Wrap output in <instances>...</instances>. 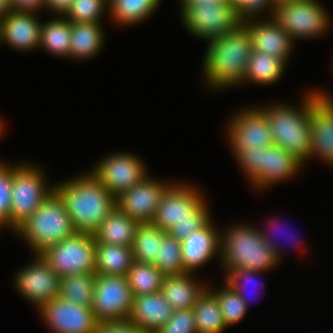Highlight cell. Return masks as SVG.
Instances as JSON below:
<instances>
[{
	"instance_id": "cell-29",
	"label": "cell",
	"mask_w": 333,
	"mask_h": 333,
	"mask_svg": "<svg viewBox=\"0 0 333 333\" xmlns=\"http://www.w3.org/2000/svg\"><path fill=\"white\" fill-rule=\"evenodd\" d=\"M286 64L268 53L252 51L244 81H253L263 85L277 82L283 75Z\"/></svg>"
},
{
	"instance_id": "cell-28",
	"label": "cell",
	"mask_w": 333,
	"mask_h": 333,
	"mask_svg": "<svg viewBox=\"0 0 333 333\" xmlns=\"http://www.w3.org/2000/svg\"><path fill=\"white\" fill-rule=\"evenodd\" d=\"M70 21L64 16L42 23L40 45L52 55L69 57L71 46Z\"/></svg>"
},
{
	"instance_id": "cell-30",
	"label": "cell",
	"mask_w": 333,
	"mask_h": 333,
	"mask_svg": "<svg viewBox=\"0 0 333 333\" xmlns=\"http://www.w3.org/2000/svg\"><path fill=\"white\" fill-rule=\"evenodd\" d=\"M161 0H108L109 15L116 23L133 25L148 18Z\"/></svg>"
},
{
	"instance_id": "cell-47",
	"label": "cell",
	"mask_w": 333,
	"mask_h": 333,
	"mask_svg": "<svg viewBox=\"0 0 333 333\" xmlns=\"http://www.w3.org/2000/svg\"><path fill=\"white\" fill-rule=\"evenodd\" d=\"M272 222L274 223L275 221H273L272 220ZM272 222H270L271 223V227H274V228H272V229H275V228H277L276 226H278L279 224L276 222V223H272ZM278 224V225H277ZM280 226V225H279ZM269 233H271V232H269ZM261 234H262V237H263V239L265 240V242L273 249V250H275V252H276V256L278 257V258H280V248H278L277 246H279V245H277L276 243L277 242H275V240H273L272 239V237L274 236H269L268 234H266L263 230L261 231ZM272 235V234H271ZM274 238V237H273ZM275 242V243H274ZM299 244V243H298Z\"/></svg>"
},
{
	"instance_id": "cell-35",
	"label": "cell",
	"mask_w": 333,
	"mask_h": 333,
	"mask_svg": "<svg viewBox=\"0 0 333 333\" xmlns=\"http://www.w3.org/2000/svg\"><path fill=\"white\" fill-rule=\"evenodd\" d=\"M210 291L216 296L221 313L227 326L238 323L245 316L247 309L246 304L240 296L227 284Z\"/></svg>"
},
{
	"instance_id": "cell-38",
	"label": "cell",
	"mask_w": 333,
	"mask_h": 333,
	"mask_svg": "<svg viewBox=\"0 0 333 333\" xmlns=\"http://www.w3.org/2000/svg\"><path fill=\"white\" fill-rule=\"evenodd\" d=\"M243 173L249 177L248 180L256 188L260 184V165H262L263 148L241 149L235 155ZM242 166V167H241Z\"/></svg>"
},
{
	"instance_id": "cell-45",
	"label": "cell",
	"mask_w": 333,
	"mask_h": 333,
	"mask_svg": "<svg viewBox=\"0 0 333 333\" xmlns=\"http://www.w3.org/2000/svg\"><path fill=\"white\" fill-rule=\"evenodd\" d=\"M72 2L73 0H45L44 8L51 9L56 14H60L59 16H64Z\"/></svg>"
},
{
	"instance_id": "cell-32",
	"label": "cell",
	"mask_w": 333,
	"mask_h": 333,
	"mask_svg": "<svg viewBox=\"0 0 333 333\" xmlns=\"http://www.w3.org/2000/svg\"><path fill=\"white\" fill-rule=\"evenodd\" d=\"M96 274H75L60 279L59 297L92 308Z\"/></svg>"
},
{
	"instance_id": "cell-16",
	"label": "cell",
	"mask_w": 333,
	"mask_h": 333,
	"mask_svg": "<svg viewBox=\"0 0 333 333\" xmlns=\"http://www.w3.org/2000/svg\"><path fill=\"white\" fill-rule=\"evenodd\" d=\"M147 176L143 181L119 193L116 207L139 223H151L162 195L171 185Z\"/></svg>"
},
{
	"instance_id": "cell-50",
	"label": "cell",
	"mask_w": 333,
	"mask_h": 333,
	"mask_svg": "<svg viewBox=\"0 0 333 333\" xmlns=\"http://www.w3.org/2000/svg\"><path fill=\"white\" fill-rule=\"evenodd\" d=\"M3 128H4L3 121H1V119H0V136L3 134L2 133L4 130Z\"/></svg>"
},
{
	"instance_id": "cell-42",
	"label": "cell",
	"mask_w": 333,
	"mask_h": 333,
	"mask_svg": "<svg viewBox=\"0 0 333 333\" xmlns=\"http://www.w3.org/2000/svg\"><path fill=\"white\" fill-rule=\"evenodd\" d=\"M94 333H146L128 320L98 323Z\"/></svg>"
},
{
	"instance_id": "cell-24",
	"label": "cell",
	"mask_w": 333,
	"mask_h": 333,
	"mask_svg": "<svg viewBox=\"0 0 333 333\" xmlns=\"http://www.w3.org/2000/svg\"><path fill=\"white\" fill-rule=\"evenodd\" d=\"M138 225L115 206L93 234L96 243L132 247Z\"/></svg>"
},
{
	"instance_id": "cell-31",
	"label": "cell",
	"mask_w": 333,
	"mask_h": 333,
	"mask_svg": "<svg viewBox=\"0 0 333 333\" xmlns=\"http://www.w3.org/2000/svg\"><path fill=\"white\" fill-rule=\"evenodd\" d=\"M166 234L152 223H139L132 246L134 261L153 263L159 256L160 245Z\"/></svg>"
},
{
	"instance_id": "cell-17",
	"label": "cell",
	"mask_w": 333,
	"mask_h": 333,
	"mask_svg": "<svg viewBox=\"0 0 333 333\" xmlns=\"http://www.w3.org/2000/svg\"><path fill=\"white\" fill-rule=\"evenodd\" d=\"M310 107L311 152L333 167V100L325 92Z\"/></svg>"
},
{
	"instance_id": "cell-43",
	"label": "cell",
	"mask_w": 333,
	"mask_h": 333,
	"mask_svg": "<svg viewBox=\"0 0 333 333\" xmlns=\"http://www.w3.org/2000/svg\"><path fill=\"white\" fill-rule=\"evenodd\" d=\"M209 221H184L178 222L167 233L178 241H183L189 235H193L194 231L204 227Z\"/></svg>"
},
{
	"instance_id": "cell-15",
	"label": "cell",
	"mask_w": 333,
	"mask_h": 333,
	"mask_svg": "<svg viewBox=\"0 0 333 333\" xmlns=\"http://www.w3.org/2000/svg\"><path fill=\"white\" fill-rule=\"evenodd\" d=\"M39 315L53 333H94L98 325L92 308L60 297L44 304Z\"/></svg>"
},
{
	"instance_id": "cell-40",
	"label": "cell",
	"mask_w": 333,
	"mask_h": 333,
	"mask_svg": "<svg viewBox=\"0 0 333 333\" xmlns=\"http://www.w3.org/2000/svg\"><path fill=\"white\" fill-rule=\"evenodd\" d=\"M259 274V271L250 270V269H237L233 271H229L226 274L225 282L228 286H230L244 301L247 308L249 306V297L245 293L247 289V283L254 282L255 285H258L255 283L256 275ZM261 285V284H260ZM247 295V296H246ZM250 296V295H249Z\"/></svg>"
},
{
	"instance_id": "cell-41",
	"label": "cell",
	"mask_w": 333,
	"mask_h": 333,
	"mask_svg": "<svg viewBox=\"0 0 333 333\" xmlns=\"http://www.w3.org/2000/svg\"><path fill=\"white\" fill-rule=\"evenodd\" d=\"M275 3V0H244L236 9L242 21L249 18L255 19V17H259L257 14L266 12V10L271 12L268 17H272Z\"/></svg>"
},
{
	"instance_id": "cell-27",
	"label": "cell",
	"mask_w": 333,
	"mask_h": 333,
	"mask_svg": "<svg viewBox=\"0 0 333 333\" xmlns=\"http://www.w3.org/2000/svg\"><path fill=\"white\" fill-rule=\"evenodd\" d=\"M199 297L193 307L197 333H222L228 327L216 296L209 290Z\"/></svg>"
},
{
	"instance_id": "cell-25",
	"label": "cell",
	"mask_w": 333,
	"mask_h": 333,
	"mask_svg": "<svg viewBox=\"0 0 333 333\" xmlns=\"http://www.w3.org/2000/svg\"><path fill=\"white\" fill-rule=\"evenodd\" d=\"M71 46L69 58L85 60L100 52L104 44L101 23L70 22Z\"/></svg>"
},
{
	"instance_id": "cell-5",
	"label": "cell",
	"mask_w": 333,
	"mask_h": 333,
	"mask_svg": "<svg viewBox=\"0 0 333 333\" xmlns=\"http://www.w3.org/2000/svg\"><path fill=\"white\" fill-rule=\"evenodd\" d=\"M14 231L24 237L35 254L76 232L62 199L55 191Z\"/></svg>"
},
{
	"instance_id": "cell-10",
	"label": "cell",
	"mask_w": 333,
	"mask_h": 333,
	"mask_svg": "<svg viewBox=\"0 0 333 333\" xmlns=\"http://www.w3.org/2000/svg\"><path fill=\"white\" fill-rule=\"evenodd\" d=\"M133 298L126 276L96 274L92 311L98 323L127 320Z\"/></svg>"
},
{
	"instance_id": "cell-20",
	"label": "cell",
	"mask_w": 333,
	"mask_h": 333,
	"mask_svg": "<svg viewBox=\"0 0 333 333\" xmlns=\"http://www.w3.org/2000/svg\"><path fill=\"white\" fill-rule=\"evenodd\" d=\"M180 243L184 272L192 274L215 254L220 255L221 234L217 232L210 220L204 227L194 231L193 235H189Z\"/></svg>"
},
{
	"instance_id": "cell-44",
	"label": "cell",
	"mask_w": 333,
	"mask_h": 333,
	"mask_svg": "<svg viewBox=\"0 0 333 333\" xmlns=\"http://www.w3.org/2000/svg\"><path fill=\"white\" fill-rule=\"evenodd\" d=\"M45 0H11L12 10L18 12H36L43 8Z\"/></svg>"
},
{
	"instance_id": "cell-2",
	"label": "cell",
	"mask_w": 333,
	"mask_h": 333,
	"mask_svg": "<svg viewBox=\"0 0 333 333\" xmlns=\"http://www.w3.org/2000/svg\"><path fill=\"white\" fill-rule=\"evenodd\" d=\"M252 51L251 37L243 24L211 39L203 62L208 85L225 89L243 83Z\"/></svg>"
},
{
	"instance_id": "cell-49",
	"label": "cell",
	"mask_w": 333,
	"mask_h": 333,
	"mask_svg": "<svg viewBox=\"0 0 333 333\" xmlns=\"http://www.w3.org/2000/svg\"><path fill=\"white\" fill-rule=\"evenodd\" d=\"M244 0H226L232 7L237 8Z\"/></svg>"
},
{
	"instance_id": "cell-11",
	"label": "cell",
	"mask_w": 333,
	"mask_h": 333,
	"mask_svg": "<svg viewBox=\"0 0 333 333\" xmlns=\"http://www.w3.org/2000/svg\"><path fill=\"white\" fill-rule=\"evenodd\" d=\"M180 13L188 32L207 41L229 33L242 24L237 9L227 2L192 6Z\"/></svg>"
},
{
	"instance_id": "cell-39",
	"label": "cell",
	"mask_w": 333,
	"mask_h": 333,
	"mask_svg": "<svg viewBox=\"0 0 333 333\" xmlns=\"http://www.w3.org/2000/svg\"><path fill=\"white\" fill-rule=\"evenodd\" d=\"M155 333H197L194 310H174L171 318Z\"/></svg>"
},
{
	"instance_id": "cell-14",
	"label": "cell",
	"mask_w": 333,
	"mask_h": 333,
	"mask_svg": "<svg viewBox=\"0 0 333 333\" xmlns=\"http://www.w3.org/2000/svg\"><path fill=\"white\" fill-rule=\"evenodd\" d=\"M227 133L234 155L241 149H265L274 145L270 123L260 107L237 113L229 121Z\"/></svg>"
},
{
	"instance_id": "cell-12",
	"label": "cell",
	"mask_w": 333,
	"mask_h": 333,
	"mask_svg": "<svg viewBox=\"0 0 333 333\" xmlns=\"http://www.w3.org/2000/svg\"><path fill=\"white\" fill-rule=\"evenodd\" d=\"M91 172L115 197L148 176L142 160L124 152L111 154L99 161Z\"/></svg>"
},
{
	"instance_id": "cell-6",
	"label": "cell",
	"mask_w": 333,
	"mask_h": 333,
	"mask_svg": "<svg viewBox=\"0 0 333 333\" xmlns=\"http://www.w3.org/2000/svg\"><path fill=\"white\" fill-rule=\"evenodd\" d=\"M203 195L193 186L171 184L162 195L151 223L168 232L178 222L210 221Z\"/></svg>"
},
{
	"instance_id": "cell-21",
	"label": "cell",
	"mask_w": 333,
	"mask_h": 333,
	"mask_svg": "<svg viewBox=\"0 0 333 333\" xmlns=\"http://www.w3.org/2000/svg\"><path fill=\"white\" fill-rule=\"evenodd\" d=\"M173 311L159 291L134 296L127 320L142 328L146 333H155L171 318Z\"/></svg>"
},
{
	"instance_id": "cell-19",
	"label": "cell",
	"mask_w": 333,
	"mask_h": 333,
	"mask_svg": "<svg viewBox=\"0 0 333 333\" xmlns=\"http://www.w3.org/2000/svg\"><path fill=\"white\" fill-rule=\"evenodd\" d=\"M42 23L33 12L11 10L0 18L1 43L20 51H30L40 45Z\"/></svg>"
},
{
	"instance_id": "cell-23",
	"label": "cell",
	"mask_w": 333,
	"mask_h": 333,
	"mask_svg": "<svg viewBox=\"0 0 333 333\" xmlns=\"http://www.w3.org/2000/svg\"><path fill=\"white\" fill-rule=\"evenodd\" d=\"M191 277V273L164 276L161 293L173 310L193 309L208 288L196 283Z\"/></svg>"
},
{
	"instance_id": "cell-18",
	"label": "cell",
	"mask_w": 333,
	"mask_h": 333,
	"mask_svg": "<svg viewBox=\"0 0 333 333\" xmlns=\"http://www.w3.org/2000/svg\"><path fill=\"white\" fill-rule=\"evenodd\" d=\"M242 24L250 34L253 51L268 53L287 64L294 41L272 17L266 21L249 18Z\"/></svg>"
},
{
	"instance_id": "cell-37",
	"label": "cell",
	"mask_w": 333,
	"mask_h": 333,
	"mask_svg": "<svg viewBox=\"0 0 333 333\" xmlns=\"http://www.w3.org/2000/svg\"><path fill=\"white\" fill-rule=\"evenodd\" d=\"M12 166L0 162V228L9 226L11 212Z\"/></svg>"
},
{
	"instance_id": "cell-48",
	"label": "cell",
	"mask_w": 333,
	"mask_h": 333,
	"mask_svg": "<svg viewBox=\"0 0 333 333\" xmlns=\"http://www.w3.org/2000/svg\"><path fill=\"white\" fill-rule=\"evenodd\" d=\"M12 10L11 0H0V18Z\"/></svg>"
},
{
	"instance_id": "cell-4",
	"label": "cell",
	"mask_w": 333,
	"mask_h": 333,
	"mask_svg": "<svg viewBox=\"0 0 333 333\" xmlns=\"http://www.w3.org/2000/svg\"><path fill=\"white\" fill-rule=\"evenodd\" d=\"M240 225L232 226L224 235L221 233L220 262L226 270L225 274L237 269L263 273L274 268L280 259L263 239L261 230Z\"/></svg>"
},
{
	"instance_id": "cell-34",
	"label": "cell",
	"mask_w": 333,
	"mask_h": 333,
	"mask_svg": "<svg viewBox=\"0 0 333 333\" xmlns=\"http://www.w3.org/2000/svg\"><path fill=\"white\" fill-rule=\"evenodd\" d=\"M152 264L164 275L184 274L180 241L167 233L160 245L159 256Z\"/></svg>"
},
{
	"instance_id": "cell-7",
	"label": "cell",
	"mask_w": 333,
	"mask_h": 333,
	"mask_svg": "<svg viewBox=\"0 0 333 333\" xmlns=\"http://www.w3.org/2000/svg\"><path fill=\"white\" fill-rule=\"evenodd\" d=\"M39 254L60 278L96 273V241L92 233L75 232Z\"/></svg>"
},
{
	"instance_id": "cell-3",
	"label": "cell",
	"mask_w": 333,
	"mask_h": 333,
	"mask_svg": "<svg viewBox=\"0 0 333 333\" xmlns=\"http://www.w3.org/2000/svg\"><path fill=\"white\" fill-rule=\"evenodd\" d=\"M319 97L317 91L307 92L299 109L280 103L261 108L270 123L274 145L294 154L303 163L311 152L310 107Z\"/></svg>"
},
{
	"instance_id": "cell-13",
	"label": "cell",
	"mask_w": 333,
	"mask_h": 333,
	"mask_svg": "<svg viewBox=\"0 0 333 333\" xmlns=\"http://www.w3.org/2000/svg\"><path fill=\"white\" fill-rule=\"evenodd\" d=\"M34 255V263L19 270L14 281L19 293L39 310L59 297L61 278L40 254Z\"/></svg>"
},
{
	"instance_id": "cell-33",
	"label": "cell",
	"mask_w": 333,
	"mask_h": 333,
	"mask_svg": "<svg viewBox=\"0 0 333 333\" xmlns=\"http://www.w3.org/2000/svg\"><path fill=\"white\" fill-rule=\"evenodd\" d=\"M164 276L154 264L134 261L126 277L133 296H140L161 291Z\"/></svg>"
},
{
	"instance_id": "cell-36",
	"label": "cell",
	"mask_w": 333,
	"mask_h": 333,
	"mask_svg": "<svg viewBox=\"0 0 333 333\" xmlns=\"http://www.w3.org/2000/svg\"><path fill=\"white\" fill-rule=\"evenodd\" d=\"M108 0H73L64 17L70 22L101 23Z\"/></svg>"
},
{
	"instance_id": "cell-51",
	"label": "cell",
	"mask_w": 333,
	"mask_h": 333,
	"mask_svg": "<svg viewBox=\"0 0 333 333\" xmlns=\"http://www.w3.org/2000/svg\"><path fill=\"white\" fill-rule=\"evenodd\" d=\"M281 1H287V0H275V2H281Z\"/></svg>"
},
{
	"instance_id": "cell-9",
	"label": "cell",
	"mask_w": 333,
	"mask_h": 333,
	"mask_svg": "<svg viewBox=\"0 0 333 333\" xmlns=\"http://www.w3.org/2000/svg\"><path fill=\"white\" fill-rule=\"evenodd\" d=\"M327 12L317 0H287L275 3L272 18L294 41L323 35L330 24Z\"/></svg>"
},
{
	"instance_id": "cell-22",
	"label": "cell",
	"mask_w": 333,
	"mask_h": 333,
	"mask_svg": "<svg viewBox=\"0 0 333 333\" xmlns=\"http://www.w3.org/2000/svg\"><path fill=\"white\" fill-rule=\"evenodd\" d=\"M304 163L298 159L294 154L289 153L281 147L272 145L263 149L262 165H260V184L257 189H265L285 181L294 176L298 169Z\"/></svg>"
},
{
	"instance_id": "cell-46",
	"label": "cell",
	"mask_w": 333,
	"mask_h": 333,
	"mask_svg": "<svg viewBox=\"0 0 333 333\" xmlns=\"http://www.w3.org/2000/svg\"><path fill=\"white\" fill-rule=\"evenodd\" d=\"M226 3V0H181V9L182 12L185 8H190L197 5H207L212 3Z\"/></svg>"
},
{
	"instance_id": "cell-26",
	"label": "cell",
	"mask_w": 333,
	"mask_h": 333,
	"mask_svg": "<svg viewBox=\"0 0 333 333\" xmlns=\"http://www.w3.org/2000/svg\"><path fill=\"white\" fill-rule=\"evenodd\" d=\"M96 273L127 276L134 262L132 247L96 243Z\"/></svg>"
},
{
	"instance_id": "cell-1",
	"label": "cell",
	"mask_w": 333,
	"mask_h": 333,
	"mask_svg": "<svg viewBox=\"0 0 333 333\" xmlns=\"http://www.w3.org/2000/svg\"><path fill=\"white\" fill-rule=\"evenodd\" d=\"M53 188L62 199L76 232L93 234L116 206L115 196L91 171Z\"/></svg>"
},
{
	"instance_id": "cell-8",
	"label": "cell",
	"mask_w": 333,
	"mask_h": 333,
	"mask_svg": "<svg viewBox=\"0 0 333 333\" xmlns=\"http://www.w3.org/2000/svg\"><path fill=\"white\" fill-rule=\"evenodd\" d=\"M41 169L30 164L12 165L10 229L15 230L54 191L47 187Z\"/></svg>"
}]
</instances>
